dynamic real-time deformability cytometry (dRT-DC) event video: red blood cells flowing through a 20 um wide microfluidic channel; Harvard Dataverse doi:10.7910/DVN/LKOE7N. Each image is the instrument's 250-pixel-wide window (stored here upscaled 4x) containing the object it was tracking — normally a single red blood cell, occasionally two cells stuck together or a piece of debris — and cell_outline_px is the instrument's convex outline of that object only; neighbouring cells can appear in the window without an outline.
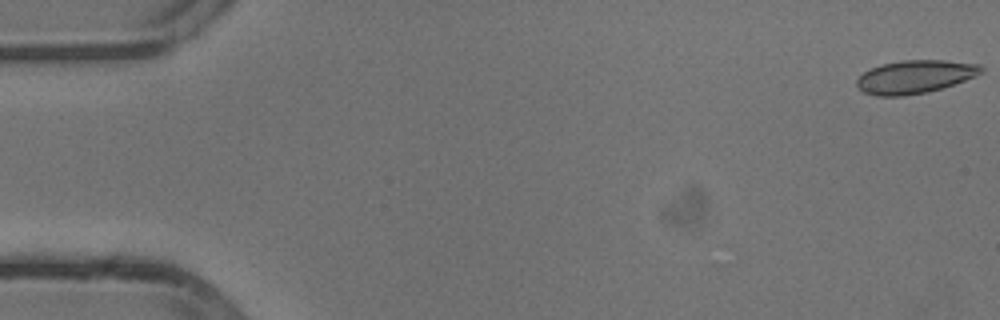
{"species": "common noctule bat (a hibernating species)", "species_latin": "Nyctalus noctula", "temperature_condition": "cold", "stored_images_in_passage": 4, "camera_frame_rate_fps": 3000, "um_per_image_px": 0.085, "animal": {"sex": "male", "body_mass_g": 13.3}, "frame": {"image": 1, "passage_image": 1, "time_ms": 0.0, "image_size_px": [1000, 320], "cell_outline_px": [[984, 68], [976, 76], [928, 92], [904, 96], [876, 96], [864, 92], [856, 88], [856, 80], [864, 72], [880, 64], [900, 60], [944, 60], [980, 64]], "centroid_in_image_um": [77.73, 6.52], "position_along_channel_um": 7.3, "area_um2": 24.04}}